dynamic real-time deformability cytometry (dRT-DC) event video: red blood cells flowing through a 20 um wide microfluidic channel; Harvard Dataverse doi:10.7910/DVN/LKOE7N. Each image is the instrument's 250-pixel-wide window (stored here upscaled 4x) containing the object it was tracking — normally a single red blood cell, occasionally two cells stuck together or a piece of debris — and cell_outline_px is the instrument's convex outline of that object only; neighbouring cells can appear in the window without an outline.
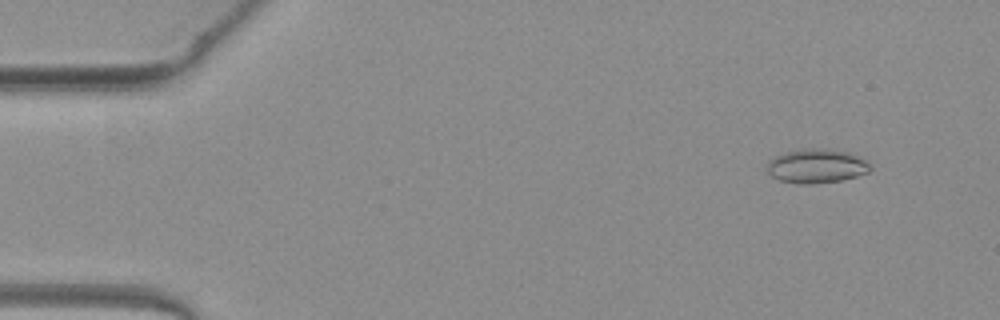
{"species": "common noctule bat (a hibernating species)", "species_latin": "Nyctalus noctula", "temperature_condition": "warm", "stored_images_in_passage": 51, "camera_frame_rate_fps": 3000, "um_per_image_px": 0.085, "animal": {"sex": "female", "body_mass_g": 19.3, "forearm_length_mm": 54.1}, "frame": {"image": 1, "passage_image": 5, "time_ms": 1.333, "image_size_px": [1000, 320], "cell_outline_px": [[872, 168], [868, 172], [856, 176], [840, 180], [812, 184], [800, 184], [780, 180], [772, 176], [764, 168], [768, 160], [776, 156], [788, 152], [804, 148], [828, 148], [848, 152], [868, 160]], "centroid_in_image_um": [69.4, 14.1], "position_along_channel_um": 15.6, "area_um2": 20.69}}
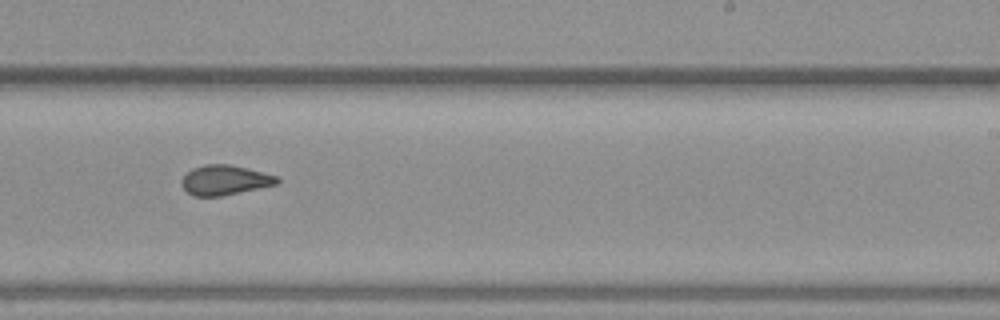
{"frame": {"image": 2, "passage_image": 32, "time_ms": 10.333, "image_size_px": [1000, 320], "cell_outline_px": [[280, 180], [276, 184], [220, 196], [192, 196], [180, 184], [180, 180], [192, 168], [204, 164], [228, 164], [276, 176]], "centroid_in_image_um": [19.03, 15.31], "position_along_channel_um": 270.0, "area_um2": 16.24}}
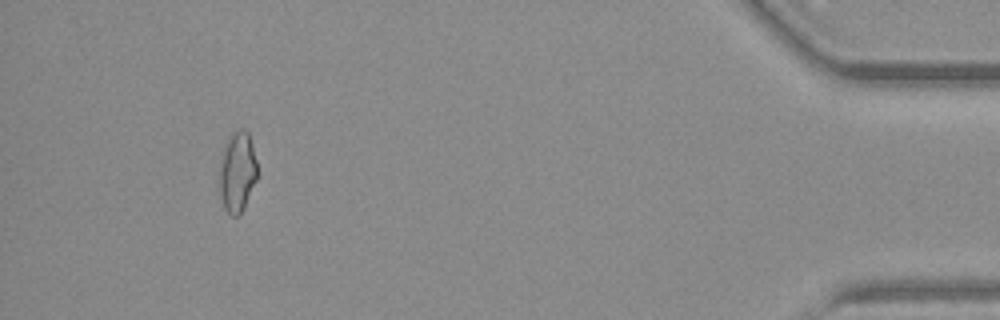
{"frame": {"image": 3, "passage_image": 48, "time_ms": 15.667, "image_size_px": [1000, 320], "cell_outline_px": [[256, 180], [244, 208], [240, 216], [232, 216], [224, 208], [220, 192], [220, 168], [224, 144], [232, 132], [240, 128], [244, 128], [248, 132], [252, 144], [256, 160]], "centroid_in_image_um": [20.18, 14.6], "position_along_channel_um": 415.0, "area_um2": 17.63}, "authors_computed_cell_mechanics": {"area_um2": 17.629, "velocity_mm_per_s": 4.0301, "shape_relaxation_time_tau1_ms": null, "shape_relaxation_time_tau2_ms": 1.3068, "deformation_change_tau1": null, "deformation_change_tau2": 0.0695}}